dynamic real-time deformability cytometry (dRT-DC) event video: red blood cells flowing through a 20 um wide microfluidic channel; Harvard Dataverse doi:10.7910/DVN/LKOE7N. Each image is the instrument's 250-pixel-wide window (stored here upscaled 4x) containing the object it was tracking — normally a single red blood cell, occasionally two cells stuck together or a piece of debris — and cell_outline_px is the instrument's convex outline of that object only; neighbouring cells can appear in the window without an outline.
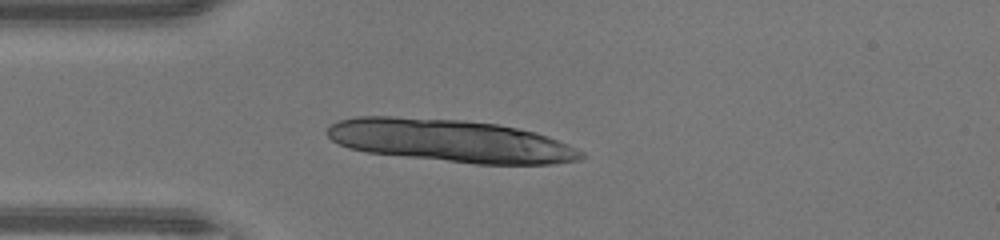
{"species": "human", "species_latin": "Homo sapiens", "temperature_condition": "warm", "stored_images_in_passage": 36, "camera_frame_rate_fps": 3000, "um_per_image_px": 0.085, "donor": {"sex": "male"}, "frame": {"image": 1, "passage_image": 5, "time_ms": 1.333, "image_size_px": [1000, 240], "cell_outline_px": [[588, 156], [580, 160], [552, 164], [476, 164], [368, 152], [348, 148], [332, 140], [328, 136], [328, 128], [336, 120], [356, 116], [396, 116], [464, 120], [496, 124], [536, 132], [548, 136], [568, 144], [584, 152]], "centroid_in_image_um": [38.32, 11.96], "position_along_channel_um": 46.7, "area_um2": 63.23}}
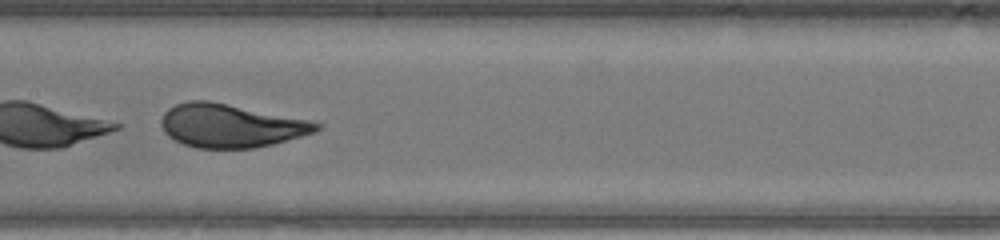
{"frame": {"image": 2, "passage_image": 16, "time_ms": 5.0, "image_size_px": [1000, 240], "cell_outline_px": [[324, 124], [320, 128], [312, 132], [300, 136], [272, 144], [256, 148], [196, 148], [184, 144], [168, 136], [164, 132], [160, 124], [160, 120], [164, 112], [168, 108], [176, 104], [188, 100], [208, 100], [308, 120]], "centroid_in_image_um": [19.55, 10.68], "position_along_channel_um": 187.9, "area_um2": 39.02}}
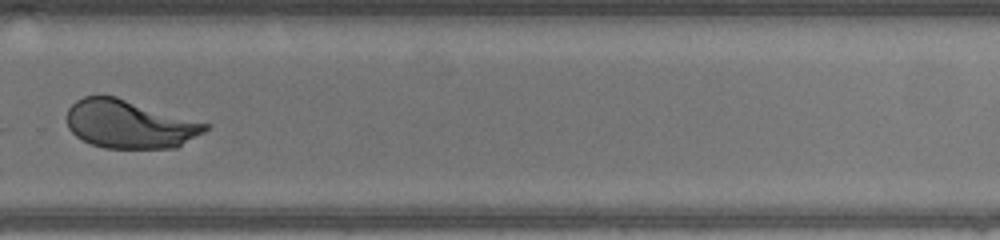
{"frame": {"image": 3, "passage_image": 25, "time_ms": 8.0, "image_size_px": [1000, 240], "cell_outline_px": [[212, 124], [204, 132], [176, 148], [104, 148], [92, 144], [76, 136], [68, 128], [68, 108], [76, 100], [84, 96], [116, 96]], "centroid_in_image_um": [11.04, 10.55], "position_along_channel_um": 318.8, "area_um2": 39.02}, "authors_computed_cell_mechanics": {"area_um2": 39.0439, "velocity_mm_per_s": 4.3766, "shape_relaxation_time_tau1_ms": 0.9857, "shape_relaxation_time_tau2_ms": null, "deformation_change_tau1": 0.3173, "deformation_change_tau2": null}}